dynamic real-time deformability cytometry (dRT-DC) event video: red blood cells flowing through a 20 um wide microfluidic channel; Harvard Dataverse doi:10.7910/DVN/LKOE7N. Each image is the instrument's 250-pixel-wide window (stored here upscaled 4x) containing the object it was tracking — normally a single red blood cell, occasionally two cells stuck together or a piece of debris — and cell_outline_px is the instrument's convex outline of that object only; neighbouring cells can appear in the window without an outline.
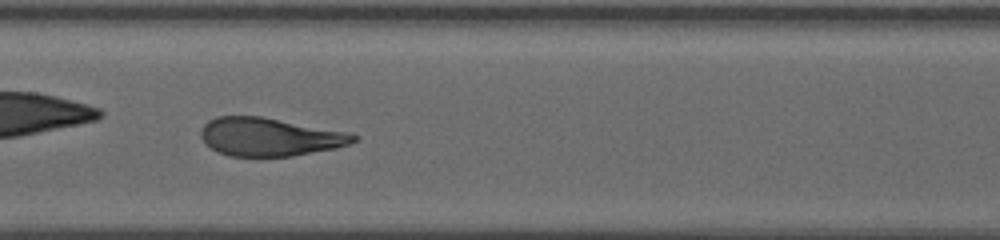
{"species": "human", "species_latin": "Homo sapiens", "temperature_condition": "warm", "stored_images_in_passage": 61, "camera_frame_rate_fps": 3000, "um_per_image_px": 0.085, "donor": {"sex": "female"}, "frame": {"image": 1, "passage_image": 26, "time_ms": 6.667, "image_size_px": [1000, 240], "cell_outline_px": [[360, 140], [336, 148], [292, 156], [228, 156], [204, 144], [200, 136], [200, 128], [208, 120], [216, 116], [260, 116], [348, 132], [360, 136]], "centroid_in_image_um": [22.91, 11.63], "position_along_channel_um": 184.5, "area_um2": 34.16}}
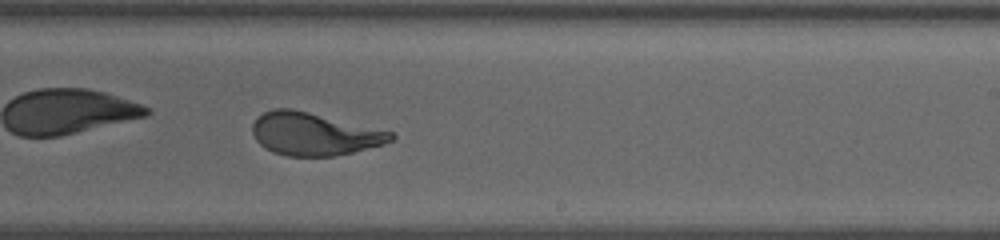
{"frame": {"image": 2, "passage_image": 35, "time_ms": 9.0, "image_size_px": [1000, 240], "cell_outline_px": [[396, 136], [392, 140], [384, 144], [336, 156], [288, 156], [272, 152], [264, 148], [256, 140], [252, 132], [252, 124], [264, 112], [272, 108], [292, 108], [392, 132]], "centroid_in_image_um": [26.67, 11.39], "position_along_channel_um": 262.3, "area_um2": 34.28}, "authors_computed_cell_mechanics": {"area_um2": 34.969, "velocity_mm_per_s": 3.3484, "shape_relaxation_time_tau1_ms": 5.8874, "shape_relaxation_time_tau2_ms": null, "deformation_change_tau1": 0.2487, "deformation_change_tau2": null}}